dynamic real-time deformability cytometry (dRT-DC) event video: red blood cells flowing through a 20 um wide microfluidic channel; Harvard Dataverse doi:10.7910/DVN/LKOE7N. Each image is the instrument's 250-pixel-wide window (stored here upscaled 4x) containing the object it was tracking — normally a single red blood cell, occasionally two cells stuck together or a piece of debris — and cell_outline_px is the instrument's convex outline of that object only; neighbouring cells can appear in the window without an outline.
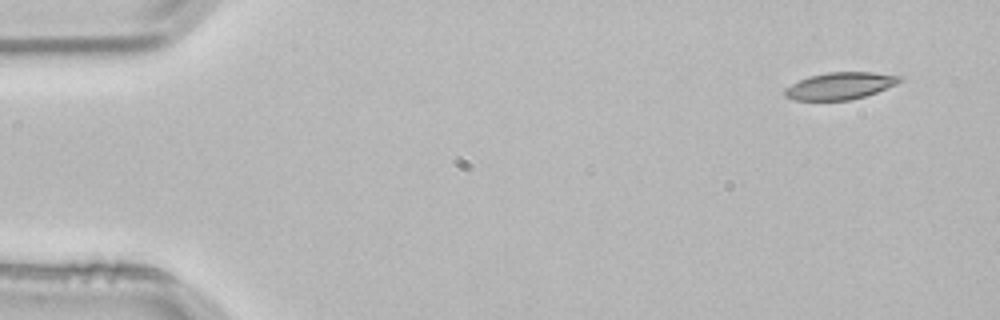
{"species": "common noctule bat (a hibernating species)", "species_latin": "Nyctalus noctula", "temperature_condition": "room temperature", "stored_images_in_passage": 4, "camera_frame_rate_fps": 3000, "um_per_image_px": 0.085, "animal": {"sex": "male", "body_mass_g": 21.5, "forearm_length_mm": 52.0}, "frame": {"image": 1, "passage_image": 1, "time_ms": 0.0, "image_size_px": [1000, 320], "cell_outline_px": [[904, 80], [896, 84], [876, 92], [864, 96], [848, 100], [792, 100], [784, 96], [784, 88], [808, 76], [828, 72], [872, 72], [904, 76]], "centroid_in_image_um": [71.41, 7.29], "position_along_channel_um": 13.6, "area_um2": 18.15}}
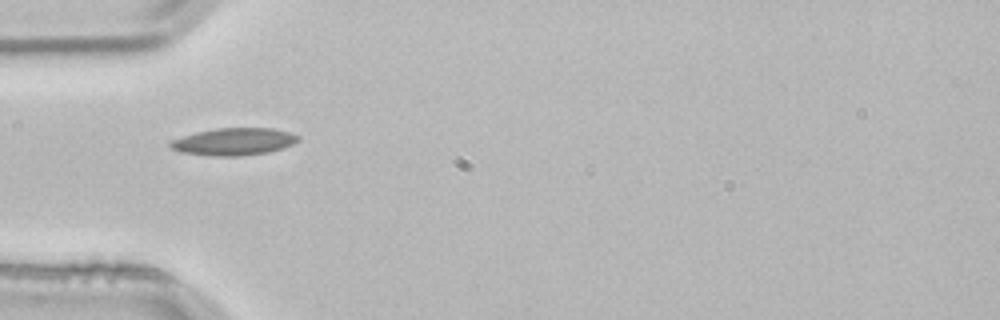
{"frame": {"image": 2, "passage_image": 4, "time_ms": 1.0, "image_size_px": [1000, 320], "cell_outline_px": [[300, 140], [292, 144], [268, 152], [240, 156], [212, 156], [180, 152], [172, 148], [168, 144], [172, 140], [196, 132], [216, 128], [272, 128], [288, 132], [300, 136]], "centroid_in_image_um": [19.87, 12.04], "position_along_channel_um": 65.1, "area_um2": 20.17}}